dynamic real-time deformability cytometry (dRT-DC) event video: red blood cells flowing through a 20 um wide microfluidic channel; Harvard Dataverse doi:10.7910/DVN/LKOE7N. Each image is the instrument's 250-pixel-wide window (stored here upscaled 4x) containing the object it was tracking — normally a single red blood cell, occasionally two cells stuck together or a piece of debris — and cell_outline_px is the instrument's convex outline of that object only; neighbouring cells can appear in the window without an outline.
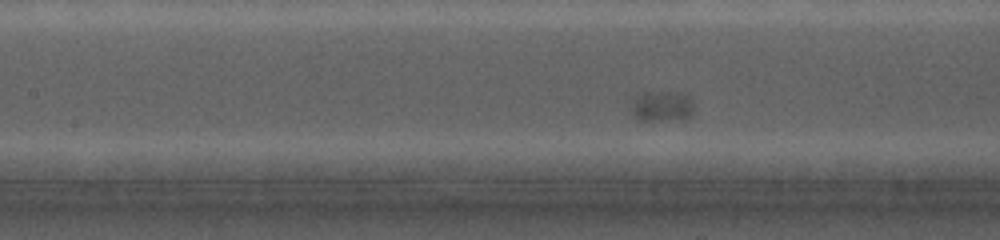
{"species": "common noctule bat (a hibernating species)", "species_latin": "Nyctalus noctula", "temperature_condition": "cold", "stored_images_in_passage": 60, "camera_frame_rate_fps": 5000, "um_per_image_px": 0.085, "animal": {"sex": "female", "body_mass_g": 19.0, "forearm_length_mm": 56.7}, "frame": {"image": 1, "passage_image": 21, "time_ms": 3.8, "image_size_px": [1000, 240], "cell_outline_px": [[692, 112], [688, 116], [652, 120], [640, 120], [632, 112], [636, 96], [644, 92], [680, 92], [688, 96], [692, 104]], "centroid_in_image_um": [56.25, 8.98], "position_along_channel_um": 151.2, "area_um2": 10.4}}